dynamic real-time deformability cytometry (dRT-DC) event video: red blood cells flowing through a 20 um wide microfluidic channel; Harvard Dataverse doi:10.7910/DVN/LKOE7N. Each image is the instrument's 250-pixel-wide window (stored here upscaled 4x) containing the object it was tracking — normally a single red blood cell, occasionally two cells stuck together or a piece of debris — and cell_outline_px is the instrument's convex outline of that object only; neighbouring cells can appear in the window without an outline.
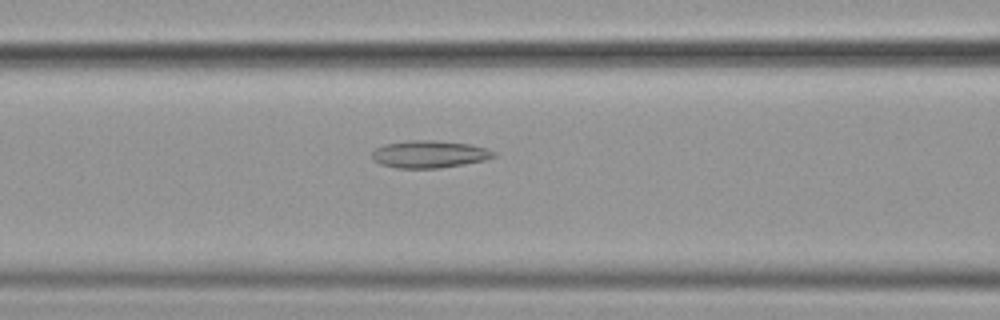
{"species": "common noctule bat (a hibernating species)", "species_latin": "Nyctalus noctula", "temperature_condition": "cold", "stored_images_in_passage": 38, "camera_frame_rate_fps": 3000, "um_per_image_px": 0.085, "animal": {"sex": "female", "body_mass_g": 19.9}, "frame": {"image": 1, "passage_image": 15, "time_ms": 4.667, "image_size_px": [1000, 320], "cell_outline_px": [[496, 156], [484, 160], [464, 164], [440, 168], [396, 168], [380, 164], [372, 160], [372, 152], [376, 148], [384, 144], [412, 140], [432, 140], [472, 144], [488, 148], [496, 152]], "centroid_in_image_um": [36.51, 13.1], "position_along_channel_um": 130.1, "area_um2": 19.54}}
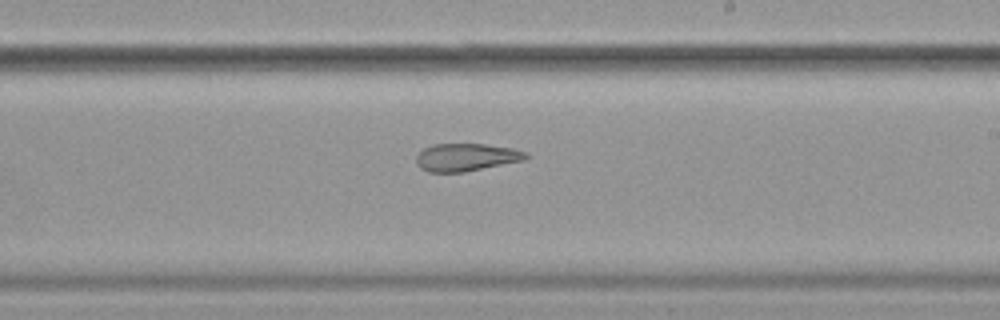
{"frame": {"image": 2, "passage_image": 25, "time_ms": 8.0, "image_size_px": [1000, 320], "cell_outline_px": [[528, 156], [524, 160], [464, 172], [428, 172], [420, 168], [416, 164], [416, 156], [424, 148], [432, 144], [484, 144], [512, 148], [528, 152]], "centroid_in_image_um": [39.61, 13.36], "position_along_channel_um": 249.4, "area_um2": 17.69}}
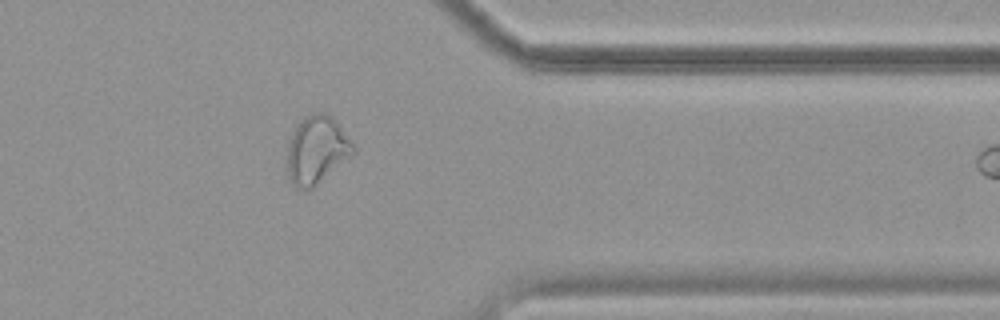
{"frame": {"image": 3, "passage_image": 37, "time_ms": 12.0, "image_size_px": [1000, 320], "cell_outline_px": [[356, 152], [312, 188], [296, 188], [292, 184], [288, 176], [284, 156], [292, 132], [296, 124], [304, 116], [312, 112], [324, 112], [336, 124], [356, 148]], "centroid_in_image_um": [26.84, 12.76], "position_along_channel_um": 384.6, "area_um2": 26.01}}